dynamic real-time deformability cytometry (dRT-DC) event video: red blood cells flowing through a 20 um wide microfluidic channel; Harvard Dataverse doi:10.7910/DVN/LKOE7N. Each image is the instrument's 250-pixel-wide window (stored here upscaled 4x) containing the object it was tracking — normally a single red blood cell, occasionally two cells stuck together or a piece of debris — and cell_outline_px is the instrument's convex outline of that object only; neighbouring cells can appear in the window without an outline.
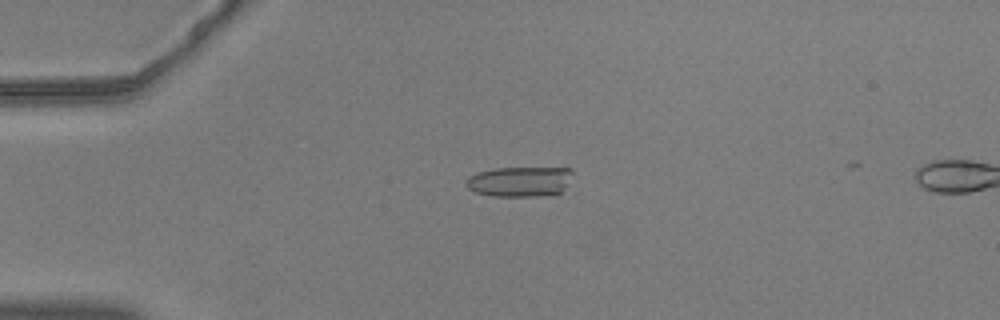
{"species": "common noctule bat (a hibernating species)", "species_latin": "Nyctalus noctula", "temperature_condition": "warm", "stored_images_in_passage": 56, "camera_frame_rate_fps": 3000, "um_per_image_px": 0.085, "animal": {"sex": "male", "body_mass_g": 20.5, "forearm_length_mm": 52.5}, "frame": {"image": 1, "passage_image": 15, "time_ms": 4.667, "image_size_px": [1000, 320], "cell_outline_px": [[572, 172], [560, 192], [536, 196], [492, 196], [476, 192], [468, 188], [464, 184], [464, 180], [468, 176], [476, 172], [496, 168], [572, 168]], "centroid_in_image_um": [44.07, 15.42], "position_along_channel_um": 40.9, "area_um2": 18.5}}
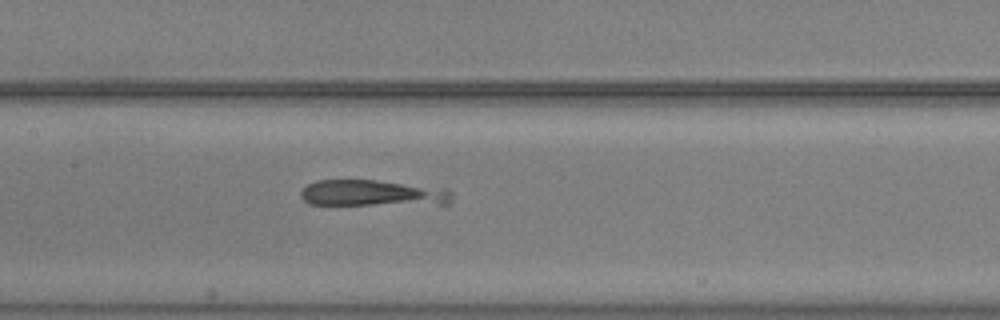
{"frame": {"image": 2, "passage_image": 29, "time_ms": 9.333, "image_size_px": [1000, 320], "cell_outline_px": [[452, 200], [444, 208], [308, 204], [300, 196], [300, 192], [308, 184], [316, 180], [376, 180], [448, 188], [452, 192]], "centroid_in_image_um": [31.9, 16.49], "position_along_channel_um": 175.5, "area_um2": 25.14}}
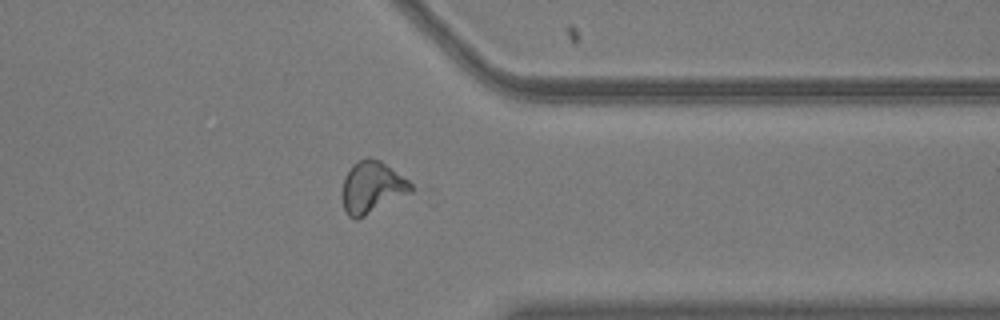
{"frame": {"image": 3, "passage_image": 46, "time_ms": 15.0, "image_size_px": [1000, 320], "cell_outline_px": [[412, 192], [356, 220], [348, 216], [344, 208], [340, 196], [344, 176], [352, 164], [368, 156], [380, 160], [408, 180], [412, 184]], "centroid_in_image_um": [31.57, 15.92], "position_along_channel_um": 379.8, "area_um2": 20.87}}